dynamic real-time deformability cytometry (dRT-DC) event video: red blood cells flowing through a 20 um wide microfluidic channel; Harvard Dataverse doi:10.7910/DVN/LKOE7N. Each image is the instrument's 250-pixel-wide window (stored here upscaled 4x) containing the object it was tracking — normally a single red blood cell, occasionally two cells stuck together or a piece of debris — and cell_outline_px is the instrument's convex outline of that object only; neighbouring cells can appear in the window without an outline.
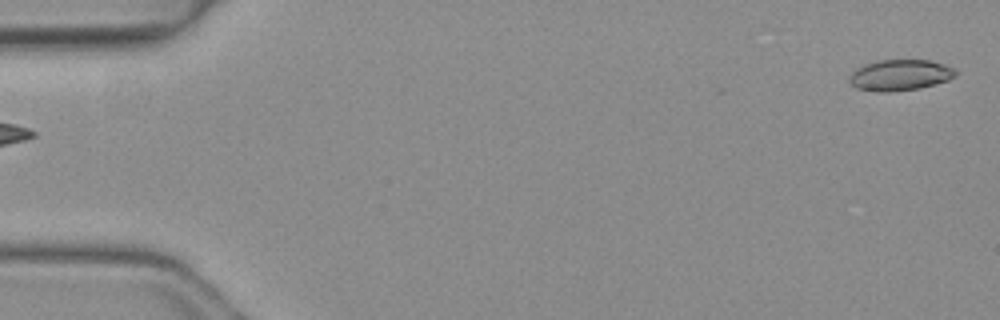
{"species": "common noctule bat (a hibernating species)", "species_latin": "Nyctalus noctula", "temperature_condition": "warm", "stored_images_in_passage": 13, "camera_frame_rate_fps": 3000, "um_per_image_px": 0.085, "animal": {"sex": "female", "body_mass_g": 19.3, "forearm_length_mm": 54.1}, "frame": {"image": 1, "passage_image": 1, "time_ms": 0.0, "image_size_px": [1000, 320], "cell_outline_px": [[956, 76], [948, 80], [920, 88], [888, 92], [876, 92], [856, 88], [848, 80], [848, 76], [852, 72], [864, 64], [876, 60], [928, 60], [944, 64], [956, 68]], "centroid_in_image_um": [76.49, 6.38], "position_along_channel_um": 8.5, "area_um2": 19.31}}